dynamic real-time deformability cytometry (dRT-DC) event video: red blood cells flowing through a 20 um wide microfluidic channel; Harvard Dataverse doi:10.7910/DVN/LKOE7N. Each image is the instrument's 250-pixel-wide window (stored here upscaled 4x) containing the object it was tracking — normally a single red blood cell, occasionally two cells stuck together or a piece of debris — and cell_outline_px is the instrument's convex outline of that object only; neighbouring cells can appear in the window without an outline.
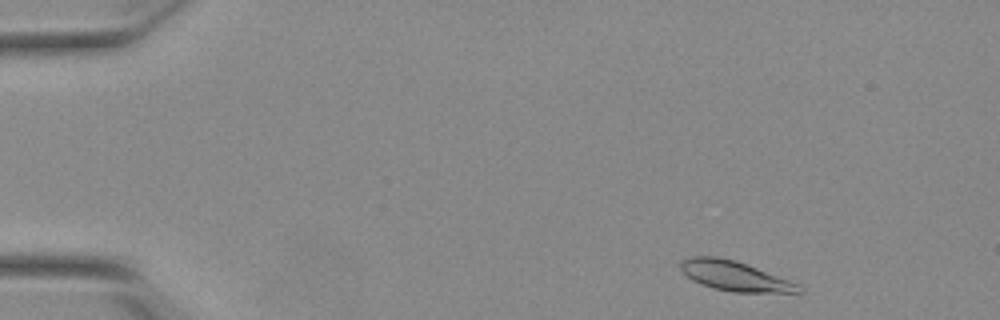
{"species": "Egyptian fruit bat (a non-hibernating species)", "species_latin": "Rousettus aegyptiacus", "temperature_condition": "warm", "stored_images_in_passage": 35, "camera_frame_rate_fps": 3000, "um_per_image_px": 0.085, "animal": {"sex": "female"}, "frame": {"image": 1, "passage_image": 2, "time_ms": 0.333, "image_size_px": [1000, 320], "cell_outline_px": [[804, 292], [732, 292], [712, 288], [700, 284], [692, 280], [680, 268], [680, 260], [692, 256], [716, 256], [732, 260], [756, 268], [800, 284]], "centroid_in_image_um": [62.42, 23.46], "position_along_channel_um": 22.6, "area_um2": 20.23}}
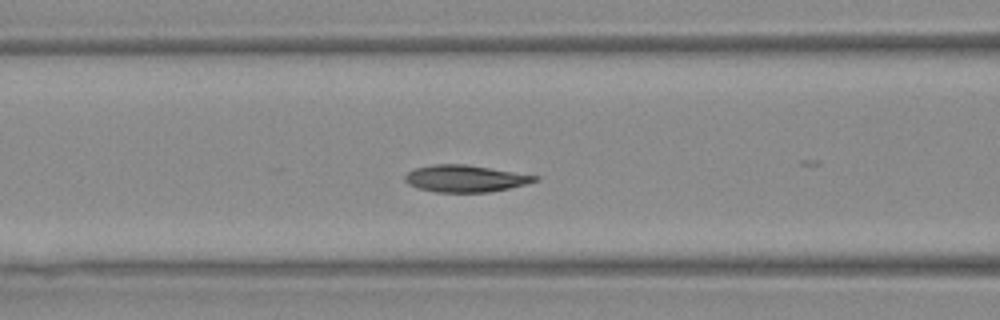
{"frame": {"image": 2, "passage_image": 18, "time_ms": 5.667, "image_size_px": [1000, 320], "cell_outline_px": [[540, 180], [528, 184], [488, 192], [436, 192], [416, 188], [408, 184], [404, 180], [404, 176], [408, 172], [416, 168], [432, 164], [464, 164], [540, 176]], "centroid_in_image_um": [39.55, 15.18], "position_along_channel_um": 127.1, "area_um2": 20.4}}
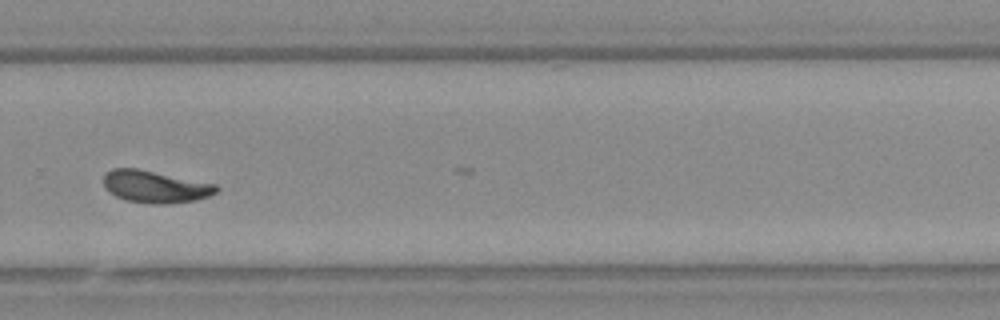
{"frame": {"image": 3, "passage_image": 33, "time_ms": 10.667, "image_size_px": [1000, 320], "cell_outline_px": [[220, 188], [216, 192], [208, 196], [196, 200], [168, 204], [148, 204], [124, 200], [108, 192], [104, 184], [104, 176], [112, 168], [136, 168], [216, 184]], "centroid_in_image_um": [13.19, 15.88], "position_along_channel_um": 316.6, "area_um2": 21.15}}